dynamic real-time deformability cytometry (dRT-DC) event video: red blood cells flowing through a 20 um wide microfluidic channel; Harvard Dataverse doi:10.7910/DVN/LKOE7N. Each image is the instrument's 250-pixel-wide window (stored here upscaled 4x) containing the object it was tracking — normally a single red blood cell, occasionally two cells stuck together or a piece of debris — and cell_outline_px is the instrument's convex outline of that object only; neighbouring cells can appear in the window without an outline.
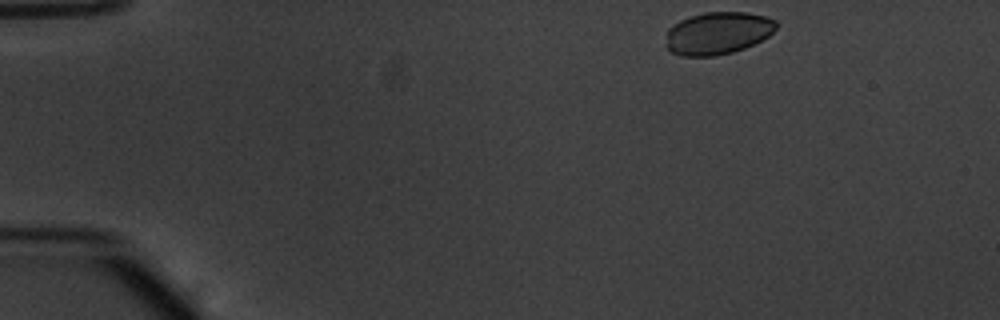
{"species": "common noctule bat (a hibernating species)", "species_latin": "Nyctalus noctula", "temperature_condition": "warm", "stored_images_in_passage": 11, "camera_frame_rate_fps": 3000, "um_per_image_px": 0.085, "animal": {"sex": "male", "body_mass_g": 20.1, "forearm_length_mm": 53.5}, "frame": {"image": 1, "passage_image": 1, "time_ms": 0.0, "image_size_px": [1000, 320], "cell_outline_px": [[780, 24], [768, 36], [744, 48], [732, 52], [716, 56], [680, 56], [672, 52], [668, 48], [668, 28], [672, 24], [680, 20], [704, 12], [748, 12], [768, 16], [776, 20]], "centroid_in_image_um": [61.05, 2.8], "position_along_channel_um": 23.9, "area_um2": 27.28}}
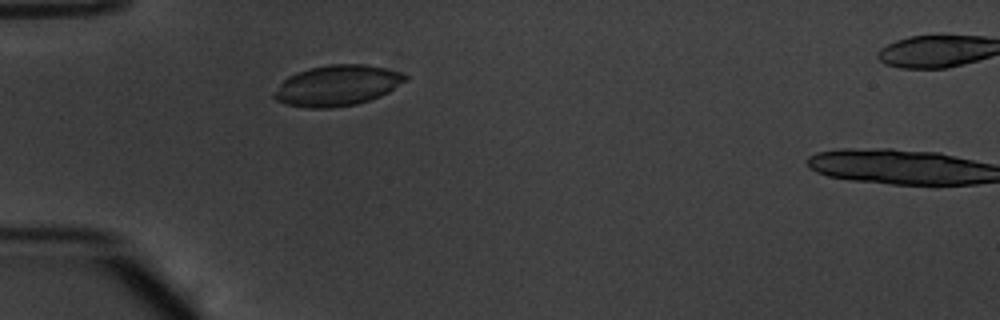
{"frame": {"image": 2, "passage_image": 10, "time_ms": 3.0, "image_size_px": [1000, 320], "cell_outline_px": [[408, 80], [388, 92], [380, 96], [356, 104], [332, 108], [304, 108], [288, 104], [276, 100], [272, 96], [280, 84], [288, 76], [296, 72], [328, 64], [368, 64], [400, 72], [408, 76]], "centroid_in_image_um": [28.67, 7.27], "position_along_channel_um": 56.3, "area_um2": 31.04}}